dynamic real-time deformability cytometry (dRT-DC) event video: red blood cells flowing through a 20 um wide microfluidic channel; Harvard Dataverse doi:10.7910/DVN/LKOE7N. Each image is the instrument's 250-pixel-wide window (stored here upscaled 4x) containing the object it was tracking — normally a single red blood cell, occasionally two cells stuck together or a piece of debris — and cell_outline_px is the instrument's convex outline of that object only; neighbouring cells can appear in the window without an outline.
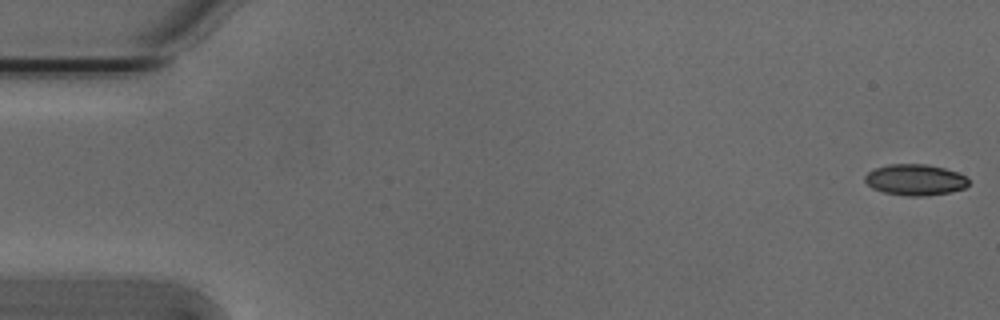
{"species": "Egyptian fruit bat (a non-hibernating species)", "species_latin": "Rousettus aegyptiacus", "temperature_condition": "cold", "stored_images_in_passage": 51, "camera_frame_rate_fps": 3000, "um_per_image_px": 0.085, "animal": {"sex": "male"}, "frame": {"image": 1, "passage_image": 1, "time_ms": 0.0, "image_size_px": [1000, 320], "cell_outline_px": [[968, 184], [964, 188], [948, 192], [920, 196], [908, 196], [884, 192], [872, 188], [864, 180], [864, 176], [868, 172], [876, 168], [888, 164], [928, 164], [944, 168], [956, 172], [964, 176], [968, 180]], "centroid_in_image_um": [77.75, 15.27], "position_along_channel_um": 7.2, "area_um2": 18.55}}
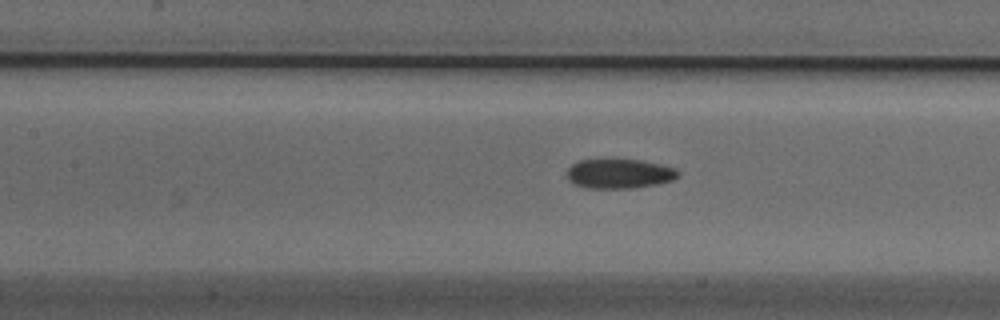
{"frame": {"image": 2, "passage_image": 24, "time_ms": 7.667, "image_size_px": [1000, 320], "cell_outline_px": [[680, 176], [672, 180], [656, 184], [632, 188], [584, 188], [572, 184], [568, 180], [568, 168], [572, 164], [580, 160], [640, 160], [660, 164], [676, 168], [680, 172]], "centroid_in_image_um": [52.64, 14.77], "position_along_channel_um": 154.8, "area_um2": 19.13}}
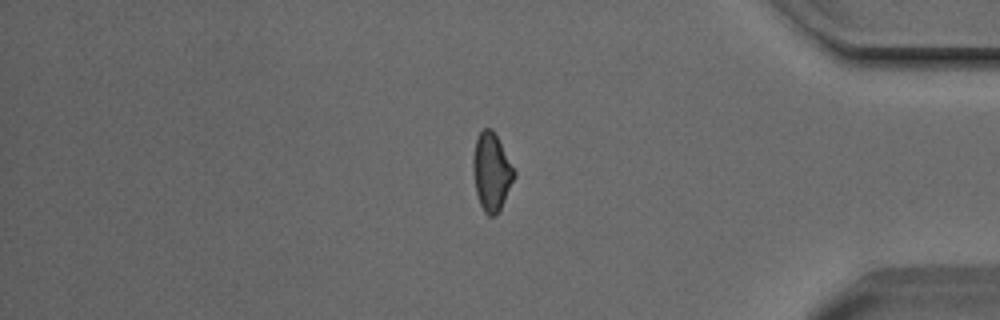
{"frame": {"image": 3, "passage_image": 45, "time_ms": 14.667, "image_size_px": [1000, 320], "cell_outline_px": [[516, 176], [496, 216], [488, 216], [484, 212], [480, 204], [476, 192], [472, 168], [472, 156], [476, 140], [480, 132], [484, 128], [492, 128], [516, 172]], "centroid_in_image_um": [41.77, 14.61], "position_along_channel_um": 393.4, "area_um2": 18.55}}